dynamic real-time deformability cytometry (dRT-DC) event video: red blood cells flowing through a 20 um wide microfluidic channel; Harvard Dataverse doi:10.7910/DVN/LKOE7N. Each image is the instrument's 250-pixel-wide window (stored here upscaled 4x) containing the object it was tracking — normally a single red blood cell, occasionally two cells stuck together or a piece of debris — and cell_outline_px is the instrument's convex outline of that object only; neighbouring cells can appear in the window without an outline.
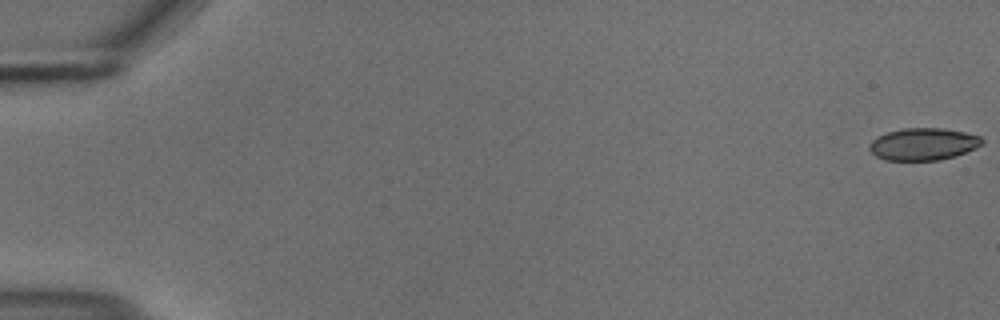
{"species": "common noctule bat (a hibernating species)", "species_latin": "Nyctalus noctula", "temperature_condition": "cold", "stored_images_in_passage": 56, "camera_frame_rate_fps": 3000, "um_per_image_px": 0.085, "animal": {"sex": "male", "body_mass_g": 18.8}, "frame": {"image": 1, "passage_image": 1, "time_ms": 0.0, "image_size_px": [1000, 320], "cell_outline_px": [[984, 144], [976, 148], [956, 156], [940, 160], [884, 160], [876, 156], [868, 148], [868, 144], [876, 136], [888, 132], [904, 128], [940, 128], [964, 132], [980, 136], [984, 140]], "centroid_in_image_um": [78.48, 12.25], "position_along_channel_um": 6.5, "area_um2": 21.27}}
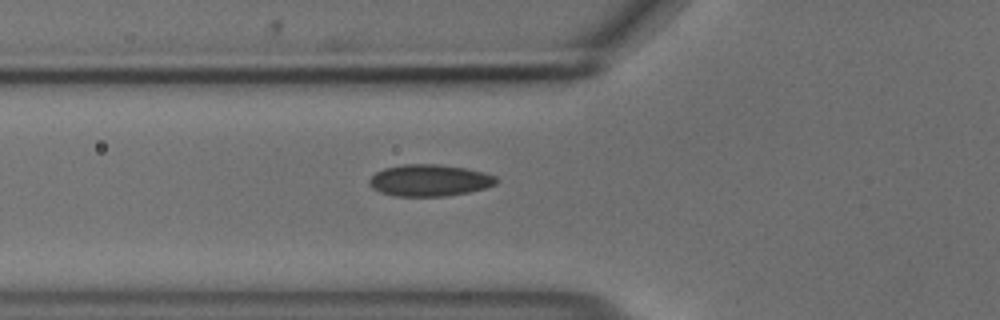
{"frame": {"image": 2, "passage_image": 21, "time_ms": 6.667, "image_size_px": [1000, 320], "cell_outline_px": [[496, 184], [484, 188], [468, 192], [444, 196], [396, 196], [380, 192], [372, 188], [368, 184], [368, 180], [376, 172], [384, 168], [404, 164], [440, 164], [464, 168], [484, 172], [496, 176]], "centroid_in_image_um": [36.48, 15.32], "position_along_channel_um": 89.3, "area_um2": 23.41}}
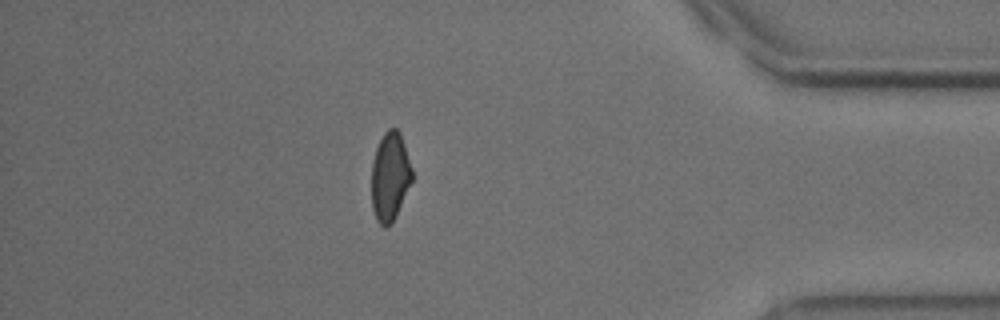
{"frame": {"image": 3, "passage_image": 49, "time_ms": 16.0, "image_size_px": [1000, 320], "cell_outline_px": [[412, 180], [392, 220], [384, 228], [376, 220], [372, 208], [372, 160], [376, 148], [384, 132], [388, 128], [396, 128], [400, 132], [412, 168]], "centroid_in_image_um": [33.13, 14.95], "position_along_channel_um": 402.1, "area_um2": 20.52}, "authors_computed_cell_mechanics": {"area_um2": 22.253, "velocity_mm_per_s": 3.6982, "shape_relaxation_time_tau1_ms": 4.6664, "shape_relaxation_time_tau2_ms": 2.3065, "deformation_change_tau1": 0.103, "deformation_change_tau2": 0.0551}}